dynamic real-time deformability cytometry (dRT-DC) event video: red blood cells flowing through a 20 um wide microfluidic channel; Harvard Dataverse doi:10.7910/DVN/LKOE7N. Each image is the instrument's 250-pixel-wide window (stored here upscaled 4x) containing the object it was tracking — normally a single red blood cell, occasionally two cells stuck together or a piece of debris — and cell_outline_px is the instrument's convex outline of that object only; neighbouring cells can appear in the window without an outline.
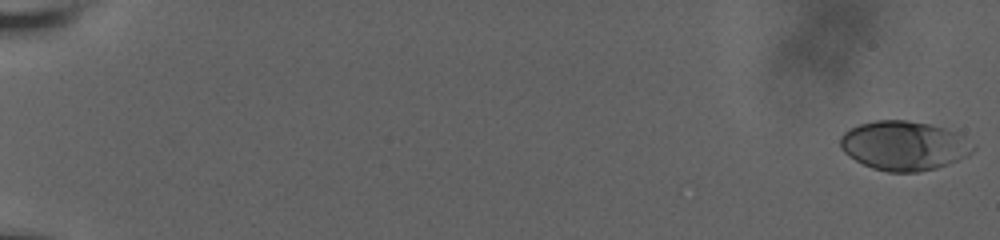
{"species": "human", "species_latin": "Homo sapiens", "temperature_condition": "room temperature", "stored_images_in_passage": 23, "camera_frame_rate_fps": 3000, "um_per_image_px": 0.085, "donor": {"sex": "male"}, "frame": {"image": 1, "passage_image": 1, "time_ms": 0.0, "image_size_px": [1000, 240], "cell_outline_px": [[976, 148], [968, 156], [948, 164], [936, 168], [920, 172], [888, 172], [872, 168], [848, 156], [840, 148], [840, 136], [844, 132], [860, 124], [876, 120], [908, 120], [928, 124], [944, 128], [956, 132]], "centroid_in_image_um": [76.82, 12.39], "position_along_channel_um": 8.2, "area_um2": 38.03}}
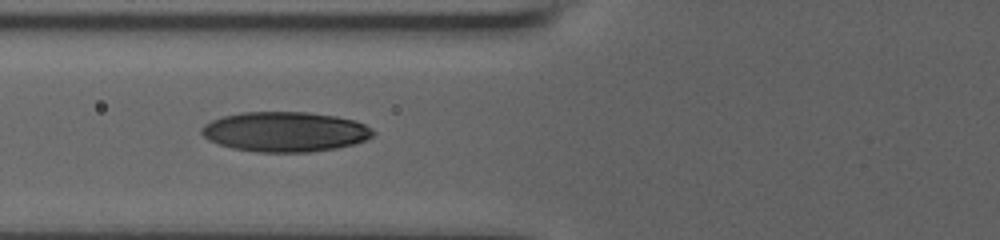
{"frame": {"image": 2, "passage_image": 20, "time_ms": 8.667, "image_size_px": [1000, 240], "cell_outline_px": [[376, 132], [372, 136], [356, 144], [336, 148], [308, 152], [256, 152], [232, 148], [208, 140], [200, 132], [200, 128], [204, 124], [212, 120], [224, 116], [240, 112], [308, 112], [336, 116], [356, 120], [372, 128]], "centroid_in_image_um": [24.24, 11.19], "position_along_channel_um": 101.6, "area_um2": 40.11}}
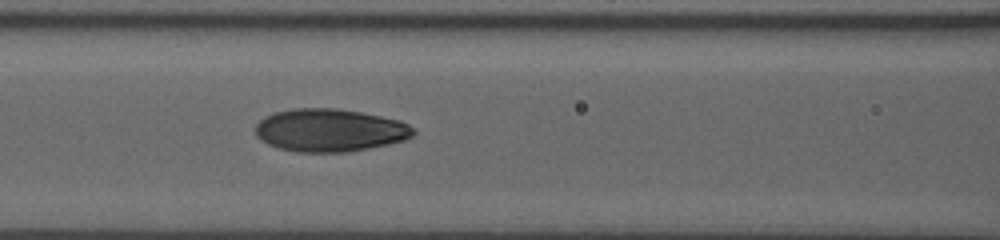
{"frame": {"image": 3, "passage_image": 23, "time_ms": 9.667, "image_size_px": [1000, 240], "cell_outline_px": [[416, 132], [412, 136], [404, 140], [388, 144], [348, 152], [296, 152], [276, 148], [260, 140], [256, 136], [256, 124], [264, 116], [272, 112], [292, 108], [336, 108], [360, 112], [400, 120], [408, 124]], "centroid_in_image_um": [27.99, 11.07], "position_along_channel_um": 138.6, "area_um2": 39.65}}